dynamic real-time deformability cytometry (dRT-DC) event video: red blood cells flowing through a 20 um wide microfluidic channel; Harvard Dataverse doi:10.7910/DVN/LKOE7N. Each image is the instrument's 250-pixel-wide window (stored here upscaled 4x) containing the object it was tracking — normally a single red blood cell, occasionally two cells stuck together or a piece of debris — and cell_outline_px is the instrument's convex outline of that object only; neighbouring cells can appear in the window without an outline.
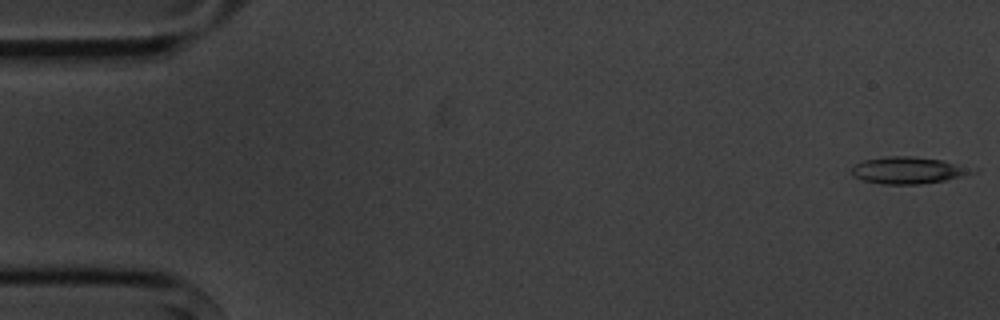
{"species": "common noctule bat (a hibernating species)", "species_latin": "Nyctalus noctula", "temperature_condition": "cold", "stored_images_in_passage": 7, "camera_frame_rate_fps": 3000, "um_per_image_px": 0.085, "animal": {"sex": "male", "body_mass_g": 20.1, "forearm_length_mm": 53.5}, "frame": {"image": 1, "passage_image": 1, "time_ms": 0.0, "image_size_px": [1000, 320], "cell_outline_px": [[972, 172], [960, 176], [944, 180], [920, 184], [884, 184], [864, 180], [852, 176], [852, 168], [856, 164], [864, 160], [888, 156], [912, 156], [940, 160], [952, 164]], "centroid_in_image_um": [77.0, 14.48], "position_along_channel_um": 8.0, "area_um2": 17.92}}
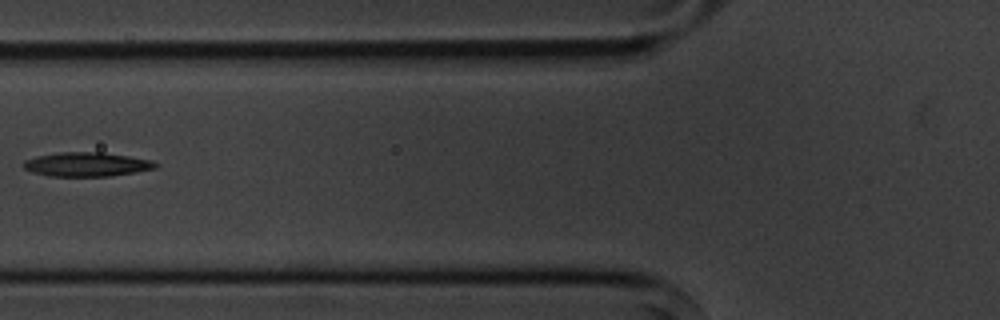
{"frame": {"image": 2, "passage_image": 6, "time_ms": 6.667, "image_size_px": [1000, 320], "cell_outline_px": [[160, 164], [156, 168], [136, 172], [108, 176], [48, 176], [32, 172], [24, 168], [24, 160], [36, 156], [60, 152], [100, 152], [128, 156], [152, 160]], "centroid_in_image_um": [7.38, 13.97], "position_along_channel_um": 118.4, "area_um2": 18.55}}
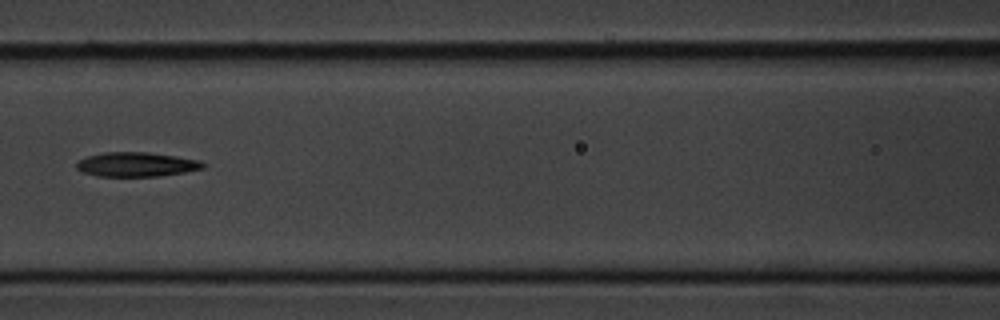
{"frame": {"image": 3, "passage_image": 7, "time_ms": 7.667, "image_size_px": [1000, 320], "cell_outline_px": [[208, 164], [204, 168], [184, 172], [156, 176], [96, 176], [84, 172], [76, 168], [76, 164], [80, 160], [88, 156], [104, 152], [148, 152], [176, 156], [200, 160]], "centroid_in_image_um": [11.63, 13.97], "position_along_channel_um": 155.0, "area_um2": 17.92}}